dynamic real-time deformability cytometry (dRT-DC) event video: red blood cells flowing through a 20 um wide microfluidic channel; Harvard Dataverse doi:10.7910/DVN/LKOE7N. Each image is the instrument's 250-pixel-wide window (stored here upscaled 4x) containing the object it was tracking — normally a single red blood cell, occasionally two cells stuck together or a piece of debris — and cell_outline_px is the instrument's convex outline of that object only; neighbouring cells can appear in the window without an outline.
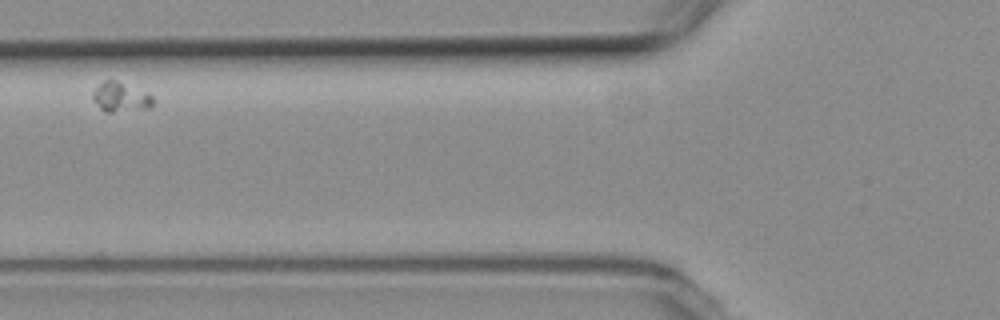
{"species": "common noctule bat (a hibernating species)", "species_latin": "Nyctalus noctula", "temperature_condition": "room temperature", "stored_images_in_passage": 2, "camera_frame_rate_fps": 3000, "um_per_image_px": 0.085, "animal": {"sex": "female", "body_mass_g": 19.3, "forearm_length_mm": 54.1}, "frame": {"image": 1, "passage_image": 2, "time_ms": 1.333, "image_size_px": [1000, 320], "cell_outline_px": [[152, 108], [112, 112], [104, 112], [92, 100], [92, 92], [104, 80], [116, 80], [148, 92], [152, 96]], "centroid_in_image_um": [10.25, 8.26], "position_along_channel_um": 115.6, "area_um2": 10.46}}